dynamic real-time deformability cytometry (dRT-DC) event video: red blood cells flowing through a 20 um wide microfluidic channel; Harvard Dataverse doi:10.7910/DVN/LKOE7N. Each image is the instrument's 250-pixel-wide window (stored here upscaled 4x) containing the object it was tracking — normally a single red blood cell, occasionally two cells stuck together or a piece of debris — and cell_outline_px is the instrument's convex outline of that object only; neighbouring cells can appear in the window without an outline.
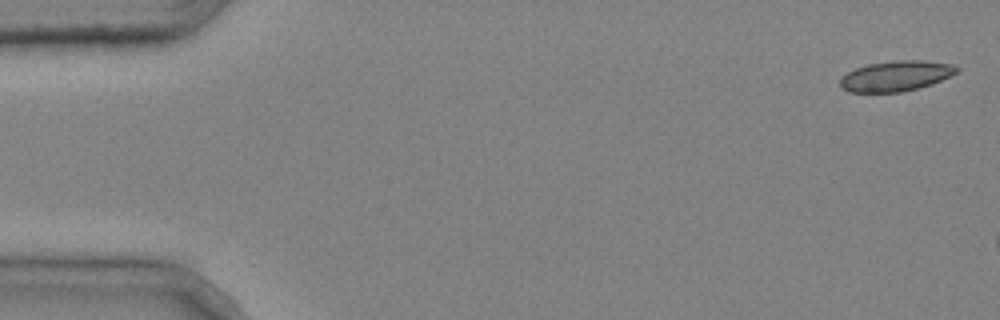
{"species": "common noctule bat (a hibernating species)", "species_latin": "Nyctalus noctula", "temperature_condition": "cold", "stored_images_in_passage": 2, "camera_frame_rate_fps": 3000, "um_per_image_px": 0.085, "animal": {"sex": "male", "body_mass_g": 20.4}, "frame": {"image": 1, "passage_image": 1, "time_ms": 0.0, "image_size_px": [1000, 320], "cell_outline_px": [[960, 68], [956, 72], [932, 84], [920, 88], [900, 92], [848, 92], [840, 88], [840, 80], [848, 72], [856, 68], [868, 64], [892, 60], [924, 60], [952, 64]], "centroid_in_image_um": [76.14, 6.46], "position_along_channel_um": 8.9, "area_um2": 20.63}}